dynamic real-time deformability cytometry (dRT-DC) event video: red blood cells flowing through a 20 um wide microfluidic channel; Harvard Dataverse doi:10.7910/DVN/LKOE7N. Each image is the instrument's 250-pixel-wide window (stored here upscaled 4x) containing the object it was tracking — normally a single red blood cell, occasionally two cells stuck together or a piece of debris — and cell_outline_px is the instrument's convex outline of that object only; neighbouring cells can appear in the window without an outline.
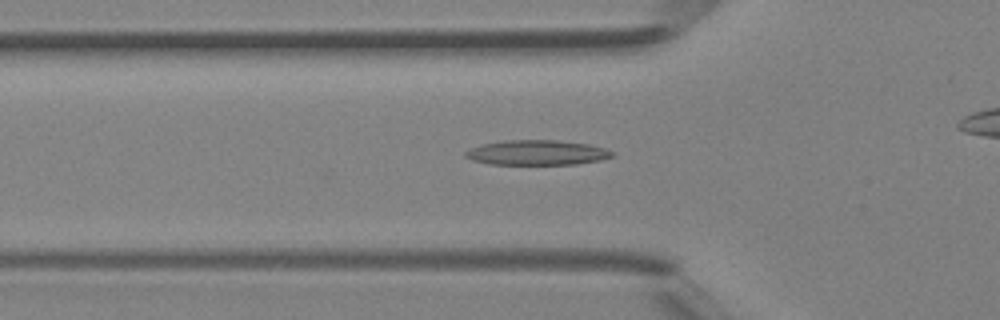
{"species": "Egyptian fruit bat (a non-hibernating species)", "species_latin": "Rousettus aegyptiacus", "temperature_condition": "room temperature", "stored_images_in_passage": 28, "camera_frame_rate_fps": 3000, "um_per_image_px": 0.085, "animal": {"sex": "female"}, "frame": {"image": 1, "passage_image": 7, "time_ms": 2.0, "image_size_px": [1000, 320], "cell_outline_px": [[616, 152], [612, 156], [600, 160], [576, 164], [492, 164], [472, 160], [464, 156], [464, 152], [472, 148], [484, 144], [504, 140], [556, 140], [588, 144], [604, 148]], "centroid_in_image_um": [45.66, 12.97], "position_along_channel_um": 80.1, "area_um2": 21.15}}
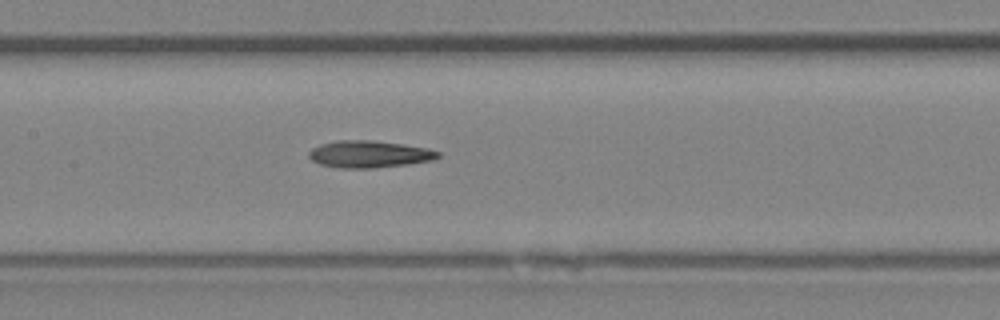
{"frame": {"image": 2, "passage_image": 13, "time_ms": 4.0, "image_size_px": [1000, 320], "cell_outline_px": [[440, 156], [432, 160], [408, 164], [372, 168], [340, 168], [320, 164], [312, 160], [308, 156], [308, 152], [312, 148], [320, 144], [336, 140], [372, 140], [428, 148], [440, 152]], "centroid_in_image_um": [31.36, 13.1], "position_along_channel_um": 176.0, "area_um2": 20.29}}
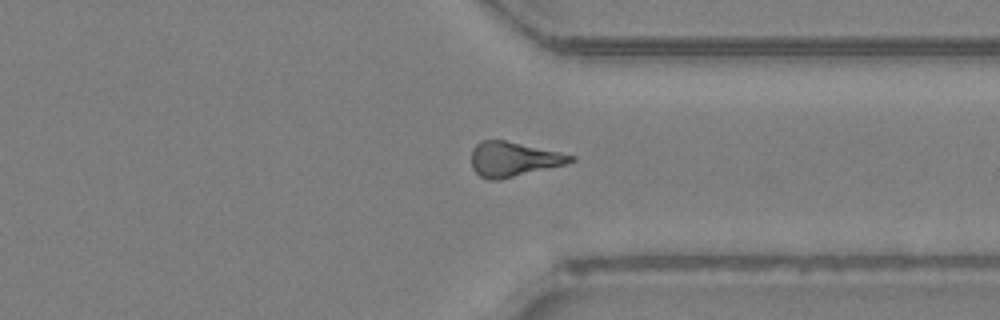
{"frame": {"image": 3, "passage_image": 25, "time_ms": 8.0, "image_size_px": [1000, 320], "cell_outline_px": [[576, 160], [568, 164], [500, 180], [488, 180], [480, 176], [472, 168], [472, 148], [480, 140], [504, 140], [576, 156]], "centroid_in_image_um": [43.65, 13.54], "position_along_channel_um": 367.8, "area_um2": 20.11}}